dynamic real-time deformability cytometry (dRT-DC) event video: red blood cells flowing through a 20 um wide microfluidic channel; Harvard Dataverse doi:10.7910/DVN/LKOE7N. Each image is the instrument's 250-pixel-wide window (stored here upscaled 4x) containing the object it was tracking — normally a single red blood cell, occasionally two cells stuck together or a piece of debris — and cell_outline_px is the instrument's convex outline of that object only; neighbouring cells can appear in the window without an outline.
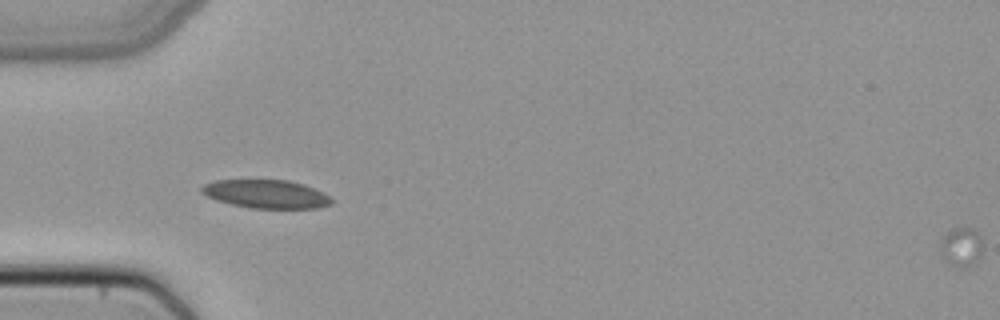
{"species": "common noctule bat (a hibernating species)", "species_latin": "Nyctalus noctula", "temperature_condition": "cold", "stored_images_in_passage": 16, "segment_of_instrument_passage": [2, 2], "camera_frame_rate_fps": 3000, "um_per_image_px": 0.085, "animal": {"sex": "female", "body_mass_g": 22.7, "forearm_length_mm": 54.2}, "frame": {"image": 1, "passage_image": 16, "time_ms": 5.0, "image_size_px": [1000, 320], "cell_outline_px": [[984, 244], [980, 256], [972, 264], [964, 268], [960, 268], [952, 264], [940, 252], [940, 240], [952, 228], [960, 224], [976, 228]], "centroid_in_image_um": [81.76, 20.89], "position_along_channel_um": 3.2, "area_um2": 10.0}}